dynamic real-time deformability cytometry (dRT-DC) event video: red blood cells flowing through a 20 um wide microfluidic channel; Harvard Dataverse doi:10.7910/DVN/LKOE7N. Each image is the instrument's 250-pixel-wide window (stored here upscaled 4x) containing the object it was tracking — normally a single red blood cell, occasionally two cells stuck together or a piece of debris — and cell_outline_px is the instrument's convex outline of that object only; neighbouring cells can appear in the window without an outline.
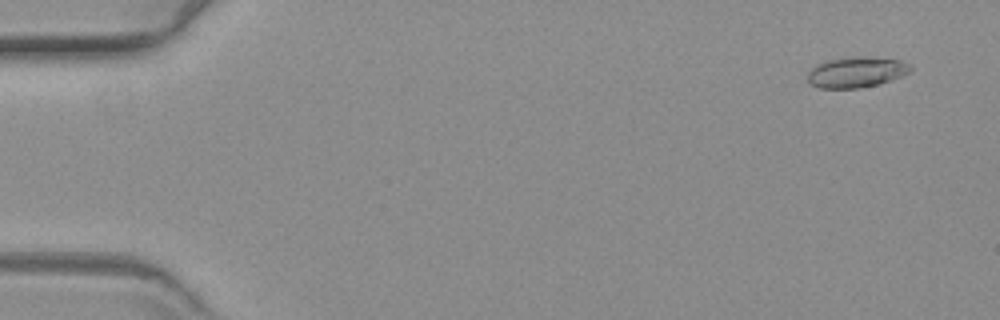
{"species": "common noctule bat (a hibernating species)", "species_latin": "Nyctalus noctula", "temperature_condition": "warm", "stored_images_in_passage": 15, "camera_frame_rate_fps": 3000, "um_per_image_px": 0.085, "animal": {"sex": "female", "body_mass_g": 19.3, "forearm_length_mm": 54.1}, "frame": {"image": 1, "passage_image": 4, "time_ms": 1.0, "image_size_px": [1000, 320], "cell_outline_px": [[912, 68], [908, 72], [900, 76], [880, 84], [860, 88], [820, 88], [808, 84], [808, 72], [816, 64], [828, 60], [860, 56], [900, 60], [912, 64]], "centroid_in_image_um": [72.78, 6.14], "position_along_channel_um": 12.2, "area_um2": 18.32}}